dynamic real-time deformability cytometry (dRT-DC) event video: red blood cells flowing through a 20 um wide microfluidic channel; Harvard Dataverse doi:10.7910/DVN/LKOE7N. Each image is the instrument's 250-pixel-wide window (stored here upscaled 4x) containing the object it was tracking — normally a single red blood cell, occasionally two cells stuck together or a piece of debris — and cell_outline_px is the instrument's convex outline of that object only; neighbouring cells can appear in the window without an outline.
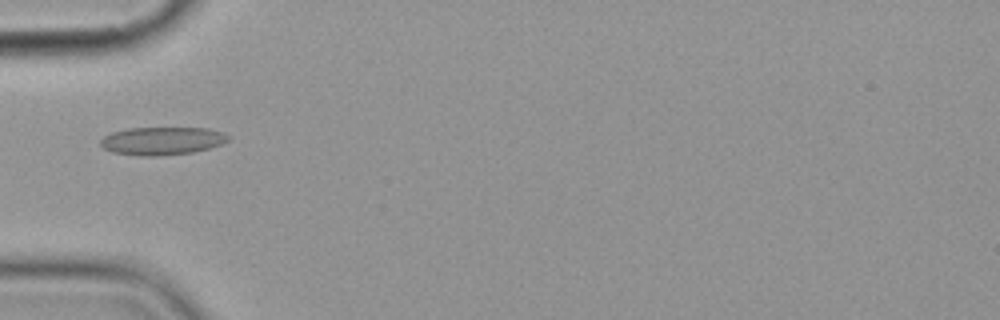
{"species": "common noctule bat (a hibernating species)", "species_latin": "Nyctalus noctula", "temperature_condition": "cold", "stored_images_in_passage": 4, "camera_frame_rate_fps": 3000, "um_per_image_px": 0.085, "animal": {"sex": "female", "body_mass_g": 19.9}, "frame": {"image": 1, "passage_image": 3, "time_ms": 2.333, "image_size_px": [1000, 320], "cell_outline_px": [[232, 140], [208, 148], [192, 152], [160, 156], [140, 156], [112, 152], [104, 148], [100, 144], [100, 140], [104, 136], [112, 132], [128, 128], [208, 128], [224, 132], [232, 136]], "centroid_in_image_um": [13.81, 11.97], "position_along_channel_um": 71.2, "area_um2": 20.98}}
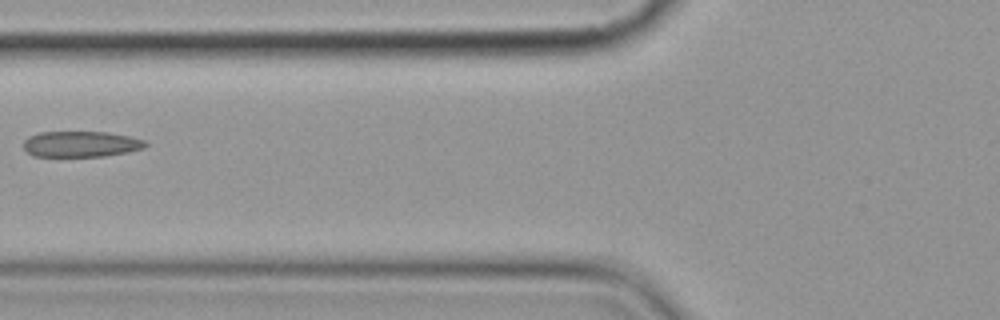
{"frame": {"image": 2, "passage_image": 4, "time_ms": 3.667, "image_size_px": [1000, 320], "cell_outline_px": [[148, 144], [144, 148], [128, 152], [104, 156], [32, 156], [24, 148], [24, 140], [28, 136], [40, 132], [108, 132], [128, 136], [144, 140]], "centroid_in_image_um": [6.87, 12.24], "position_along_channel_um": 118.9, "area_um2": 18.32}}